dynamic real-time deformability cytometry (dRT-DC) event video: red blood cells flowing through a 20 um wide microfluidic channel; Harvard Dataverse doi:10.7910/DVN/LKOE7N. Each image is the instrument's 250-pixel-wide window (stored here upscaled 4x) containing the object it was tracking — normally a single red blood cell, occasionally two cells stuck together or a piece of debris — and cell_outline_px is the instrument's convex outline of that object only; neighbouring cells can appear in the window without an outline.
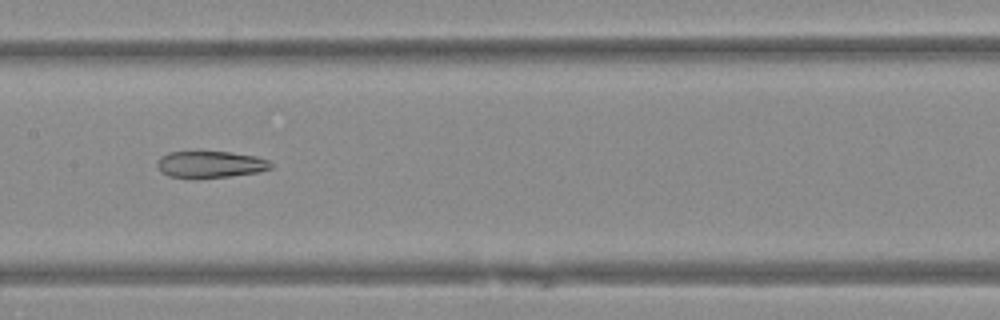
{"species": "Egyptian fruit bat (a non-hibernating species)", "species_latin": "Rousettus aegyptiacus", "temperature_condition": "warm", "stored_images_in_passage": 35, "camera_frame_rate_fps": 3000, "um_per_image_px": 0.085, "animal": {"sex": "female"}, "frame": {"image": 1, "passage_image": 10, "time_ms": 3.0, "image_size_px": [1000, 320], "cell_outline_px": [[272, 168], [256, 172], [228, 176], [196, 180], [192, 180], [168, 176], [160, 172], [156, 164], [160, 156], [168, 152], [228, 152], [256, 156], [268, 160], [272, 164]], "centroid_in_image_um": [17.81, 14.0], "position_along_channel_um": 189.6, "area_um2": 18.03}}
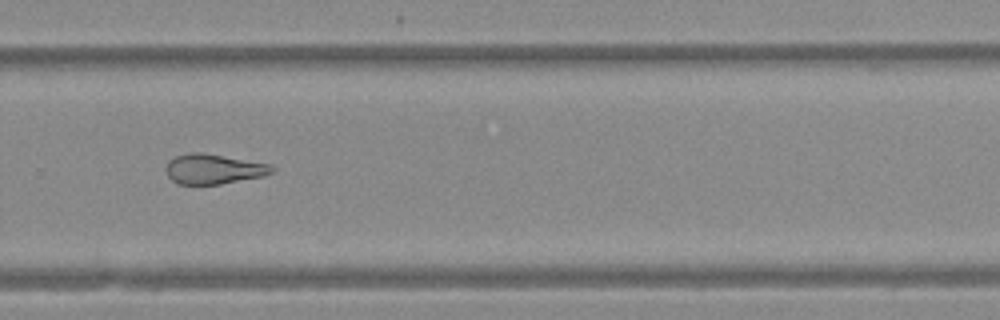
{"frame": {"image": 2, "passage_image": 19, "time_ms": 6.0, "image_size_px": [1000, 320], "cell_outline_px": [[276, 168], [272, 172], [264, 176], [220, 184], [176, 184], [168, 176], [164, 168], [168, 160], [176, 156], [188, 152], [200, 152], [268, 164]], "centroid_in_image_um": [18.09, 14.37], "position_along_channel_um": 311.7, "area_um2": 18.44}}
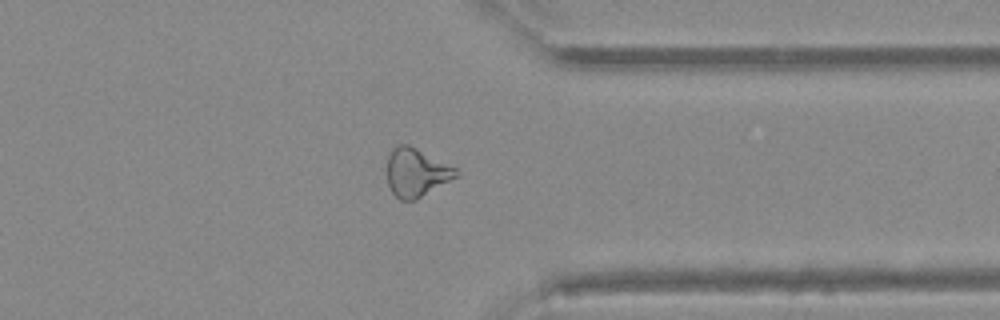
{"frame": {"image": 3, "passage_image": 24, "time_ms": 7.667, "image_size_px": [1000, 320], "cell_outline_px": [[460, 176], [416, 200], [400, 200], [392, 192], [388, 184], [388, 156], [392, 148], [396, 144], [408, 144], [456, 168], [460, 172]], "centroid_in_image_um": [35.41, 14.67], "position_along_channel_um": 376.0, "area_um2": 19.54}}